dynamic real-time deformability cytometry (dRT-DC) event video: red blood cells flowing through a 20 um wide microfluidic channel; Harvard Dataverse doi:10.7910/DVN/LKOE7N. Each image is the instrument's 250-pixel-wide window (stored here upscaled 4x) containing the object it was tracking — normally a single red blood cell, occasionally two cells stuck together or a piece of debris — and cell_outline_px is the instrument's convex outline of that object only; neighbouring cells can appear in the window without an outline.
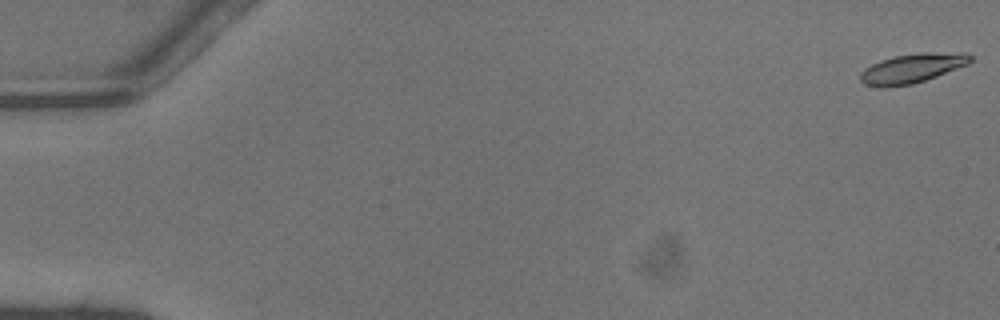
{"species": "common noctule bat (a hibernating species)", "species_latin": "Nyctalus noctula", "temperature_condition": "warm", "stored_images_in_passage": 47, "camera_frame_rate_fps": 3000, "um_per_image_px": 0.085, "animal": {"sex": "male", "body_mass_g": 13.3}, "frame": {"image": 1, "passage_image": 1, "time_ms": 0.0, "image_size_px": [1000, 320], "cell_outline_px": [[972, 60], [968, 64], [936, 76], [912, 84], [884, 88], [880, 88], [864, 84], [860, 80], [860, 72], [864, 68], [880, 60], [892, 56], [920, 52], [968, 52], [972, 56]], "centroid_in_image_um": [77.52, 5.79], "position_along_channel_um": 7.5, "area_um2": 19.13}}
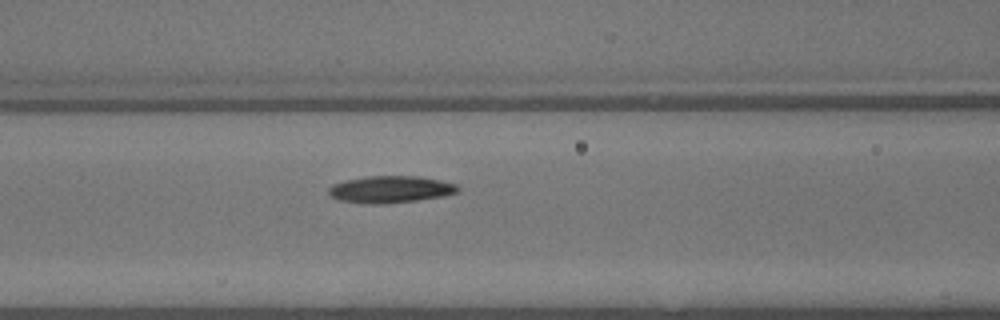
{"frame": {"image": 2, "passage_image": 21, "time_ms": 6.667, "image_size_px": [1000, 320], "cell_outline_px": [[460, 192], [444, 196], [416, 200], [380, 204], [364, 204], [340, 200], [328, 196], [328, 188], [332, 184], [344, 180], [364, 176], [420, 176], [440, 180], [456, 184], [460, 188]], "centroid_in_image_um": [33.17, 16.09], "position_along_channel_um": 133.4, "area_um2": 20.58}}
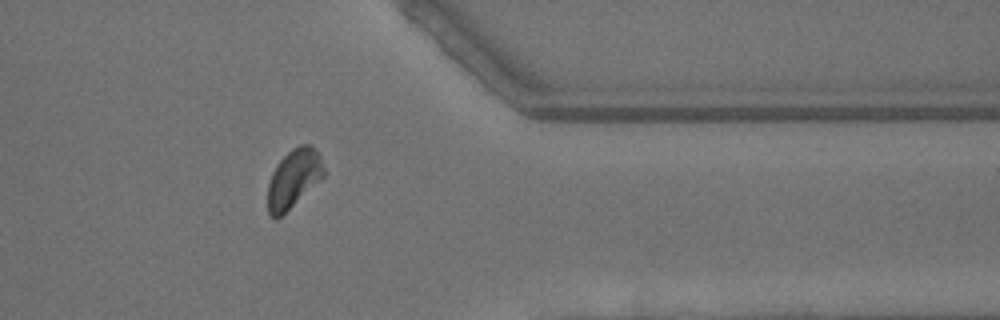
{"frame": {"image": 3, "passage_image": 39, "time_ms": 12.667, "image_size_px": [1000, 320], "cell_outline_px": [[324, 176], [276, 220], [268, 212], [268, 184], [272, 172], [280, 160], [292, 148], [300, 144], [308, 144], [320, 156], [324, 168]], "centroid_in_image_um": [24.94, 15.16], "position_along_channel_um": 386.5, "area_um2": 18.61}, "authors_computed_cell_mechanics": {"area_um2": 19.1896, "velocity_mm_per_s": 4.4409, "shape_relaxation_time_tau1_ms": 2.4589, "shape_relaxation_time_tau2_ms": 4.6754, "deformation_change_tau1": 0.1111, "deformation_change_tau2": 0.1034}}